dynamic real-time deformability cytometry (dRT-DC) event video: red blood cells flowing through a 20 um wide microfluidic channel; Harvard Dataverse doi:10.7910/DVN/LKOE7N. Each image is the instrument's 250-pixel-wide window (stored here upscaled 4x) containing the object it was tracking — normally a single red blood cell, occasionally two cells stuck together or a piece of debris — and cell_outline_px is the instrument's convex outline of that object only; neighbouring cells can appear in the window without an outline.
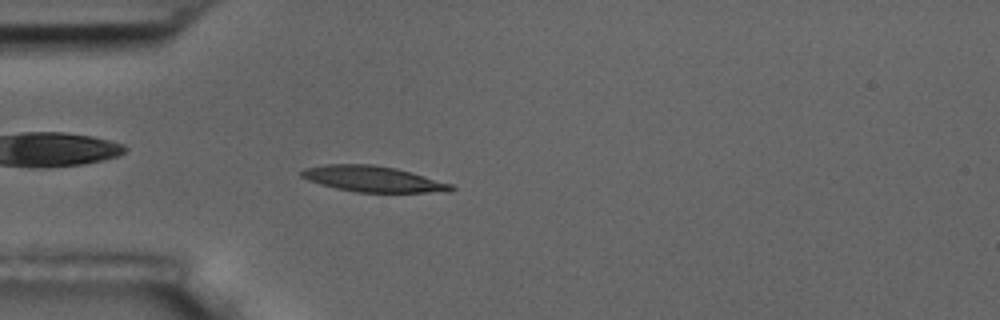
{"species": "common noctule bat (a hibernating species)", "species_latin": "Nyctalus noctula", "temperature_condition": "room temperature", "stored_images_in_passage": 4, "camera_frame_rate_fps": 3000, "um_per_image_px": 0.085, "animal": {"sex": "male", "body_mass_g": 17.5, "forearm_length_mm": 52.3}, "frame": {"image": 1, "passage_image": 4, "time_ms": 4.333, "image_size_px": [1000, 320], "cell_outline_px": [[456, 188], [452, 192], [356, 192], [336, 188], [320, 184], [308, 180], [300, 176], [300, 172], [304, 168], [324, 164], [372, 164], [396, 168], [412, 172], [452, 184]], "centroid_in_image_um": [31.71, 15.21], "position_along_channel_um": 53.3, "area_um2": 22.66}}